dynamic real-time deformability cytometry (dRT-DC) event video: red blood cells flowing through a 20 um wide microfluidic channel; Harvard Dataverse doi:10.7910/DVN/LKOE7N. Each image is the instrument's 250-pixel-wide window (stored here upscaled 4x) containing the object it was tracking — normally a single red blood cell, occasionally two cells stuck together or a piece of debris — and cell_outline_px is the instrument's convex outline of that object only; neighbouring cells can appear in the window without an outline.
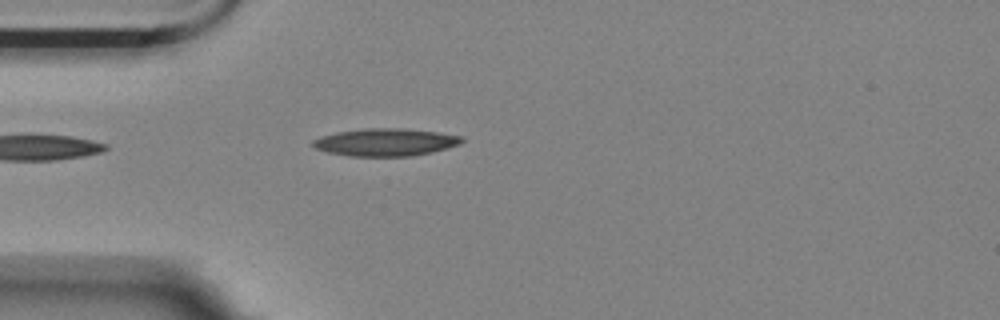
{"species": "Egyptian fruit bat (a non-hibernating species)", "species_latin": "Rousettus aegyptiacus", "temperature_condition": "room temperature", "stored_images_in_passage": 2, "camera_frame_rate_fps": 3000, "um_per_image_px": 0.085, "animal": {"sex": "female"}, "frame": {"image": 1, "passage_image": 2, "time_ms": 1.333, "image_size_px": [1000, 320], "cell_outline_px": [[464, 140], [460, 144], [432, 152], [412, 156], [348, 156], [328, 152], [316, 148], [312, 144], [312, 140], [336, 132], [368, 128], [400, 128], [436, 132], [464, 136]], "centroid_in_image_um": [32.79, 12.09], "position_along_channel_um": 52.2, "area_um2": 23.76}}